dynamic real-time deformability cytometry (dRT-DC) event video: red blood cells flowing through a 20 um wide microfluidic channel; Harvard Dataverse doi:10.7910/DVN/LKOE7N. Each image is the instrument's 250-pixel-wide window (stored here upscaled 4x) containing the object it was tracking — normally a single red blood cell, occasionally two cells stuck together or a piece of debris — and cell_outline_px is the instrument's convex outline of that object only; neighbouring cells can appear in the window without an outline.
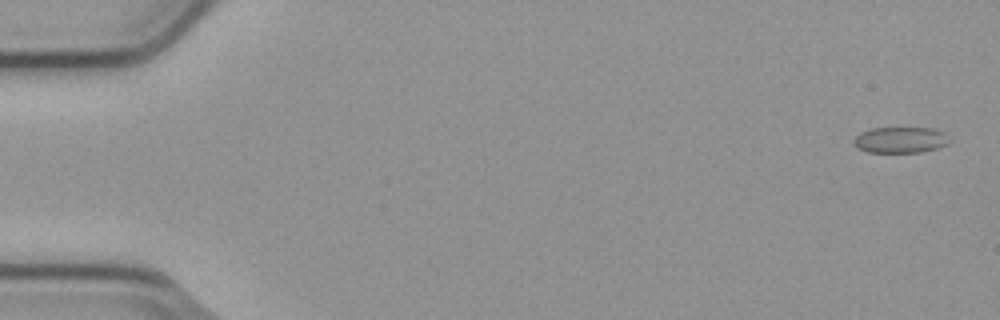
{"species": "common noctule bat (a hibernating species)", "species_latin": "Nyctalus noctula", "temperature_condition": "cold", "stored_images_in_passage": 6, "camera_frame_rate_fps": 3000, "um_per_image_px": 0.085, "animal": {"sex": "male", "body_mass_g": 23.1, "forearm_length_mm": 52.7}, "frame": {"image": 1, "passage_image": 1, "time_ms": 0.0, "image_size_px": [1000, 320], "cell_outline_px": [[948, 144], [936, 148], [920, 152], [868, 152], [860, 148], [852, 140], [860, 132], [872, 128], [932, 128], [944, 132]], "centroid_in_image_um": [76.51, 11.88], "position_along_channel_um": 8.5, "area_um2": 14.22}}
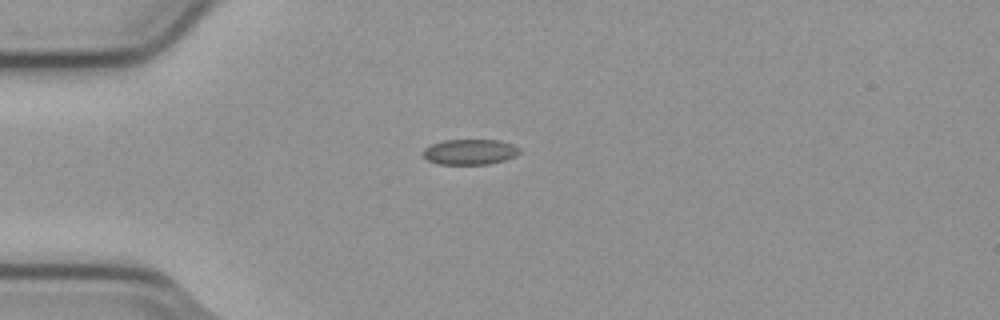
{"frame": {"image": 2, "passage_image": 4, "time_ms": 1.0, "image_size_px": [1000, 320], "cell_outline_px": [[520, 152], [516, 156], [504, 160], [488, 164], [436, 164], [428, 160], [424, 156], [424, 148], [432, 144], [444, 140], [500, 140], [512, 144], [520, 148]], "centroid_in_image_um": [39.96, 12.91], "position_along_channel_um": 45.0, "area_um2": 14.28}}
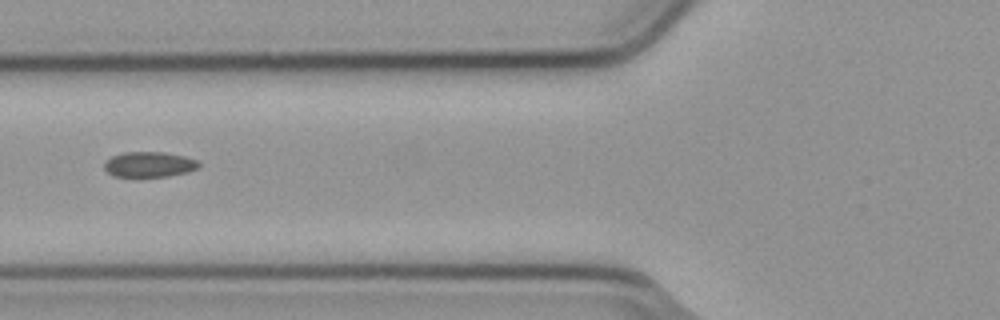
{"frame": {"image": 3, "passage_image": 6, "time_ms": 1.667, "image_size_px": [1000, 320], "cell_outline_px": [[200, 164], [196, 168], [188, 172], [168, 176], [112, 176], [104, 168], [104, 160], [112, 156], [124, 152], [164, 152], [184, 156], [196, 160]], "centroid_in_image_um": [12.65, 13.97], "position_along_channel_um": 113.2, "area_um2": 13.87}}